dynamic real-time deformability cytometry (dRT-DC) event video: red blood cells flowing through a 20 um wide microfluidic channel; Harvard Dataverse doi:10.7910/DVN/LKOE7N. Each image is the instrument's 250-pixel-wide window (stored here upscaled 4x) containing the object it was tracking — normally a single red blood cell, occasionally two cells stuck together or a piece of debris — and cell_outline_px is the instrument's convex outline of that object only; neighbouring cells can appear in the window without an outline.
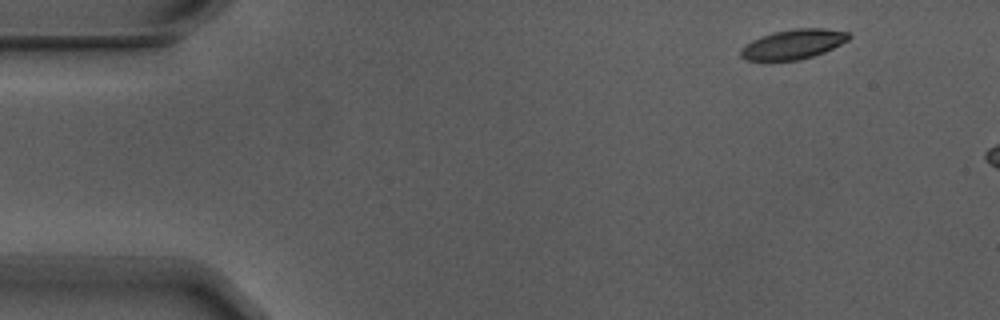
{"species": "Egyptian fruit bat (a non-hibernating species)", "species_latin": "Rousettus aegyptiacus", "temperature_condition": "warm", "stored_images_in_passage": 3, "camera_frame_rate_fps": 3000, "um_per_image_px": 0.085, "animal": {"sex": "male"}, "frame": {"image": 1, "passage_image": 1, "time_ms": 0.0, "image_size_px": [1000, 320], "cell_outline_px": [[852, 36], [848, 40], [824, 52], [812, 56], [796, 60], [744, 60], [740, 56], [740, 48], [752, 40], [760, 36], [772, 32], [796, 28], [824, 28], [848, 32]], "centroid_in_image_um": [67.4, 3.75], "position_along_channel_um": 17.6, "area_um2": 18.67}}